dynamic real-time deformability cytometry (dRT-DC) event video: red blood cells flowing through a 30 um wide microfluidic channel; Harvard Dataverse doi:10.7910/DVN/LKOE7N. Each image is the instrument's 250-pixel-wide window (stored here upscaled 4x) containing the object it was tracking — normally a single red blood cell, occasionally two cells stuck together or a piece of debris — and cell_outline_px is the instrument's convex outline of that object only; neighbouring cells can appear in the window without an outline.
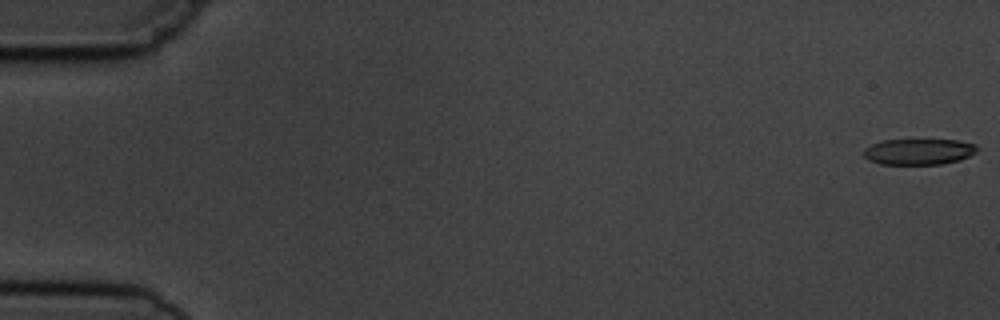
{"species": "common noctule bat (a hibernating species)", "species_latin": "Nyctalus noctula", "temperature_condition": "cold", "stored_images_in_passage": 5, "camera_frame_rate_fps": 3000, "um_per_image_px": 0.085, "animal": {"sex": "male", "body_mass_g": 19.5, "forearm_length_mm": 54.6}, "frame": {"image": 1, "passage_image": 1, "time_ms": 0.0, "image_size_px": [1000, 320], "cell_outline_px": [[976, 152], [960, 160], [940, 164], [880, 164], [868, 160], [860, 152], [864, 148], [880, 140], [956, 140], [976, 144]], "centroid_in_image_um": [78.03, 12.89], "position_along_channel_um": 7.0, "area_um2": 17.22}}
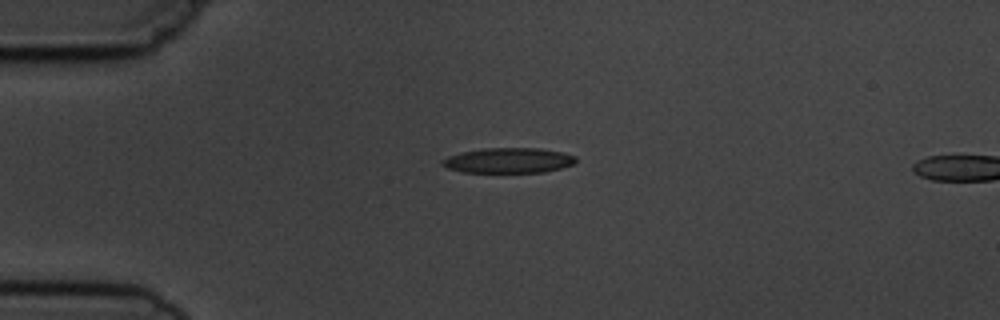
{"frame": {"image": 2, "passage_image": 4, "time_ms": 4.333, "image_size_px": [1000, 320], "cell_outline_px": [[576, 160], [572, 164], [560, 168], [544, 172], [464, 172], [448, 168], [440, 164], [440, 160], [448, 156], [464, 152], [484, 148], [540, 148], [564, 152], [576, 156]], "centroid_in_image_um": [43.22, 13.63], "position_along_channel_um": 41.8, "area_um2": 19.54}}